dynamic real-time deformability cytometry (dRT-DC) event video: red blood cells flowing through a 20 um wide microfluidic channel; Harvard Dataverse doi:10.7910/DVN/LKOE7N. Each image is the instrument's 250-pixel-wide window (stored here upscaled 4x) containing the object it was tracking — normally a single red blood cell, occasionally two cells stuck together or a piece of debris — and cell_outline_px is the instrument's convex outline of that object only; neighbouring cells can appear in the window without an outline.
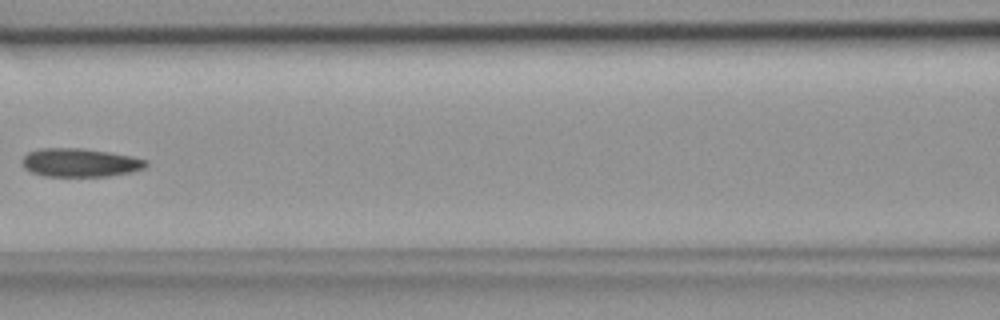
{"species": "common noctule bat (a hibernating species)", "species_latin": "Nyctalus noctula", "temperature_condition": "room temperature", "stored_images_in_passage": 5, "camera_frame_rate_fps": 3000, "um_per_image_px": 0.085, "animal": {"sex": "female", "body_mass_g": 18.4}, "frame": {"image": 1, "passage_image": 5, "time_ms": 1.333, "image_size_px": [1000, 320], "cell_outline_px": [[148, 164], [144, 168], [132, 172], [108, 176], [44, 176], [32, 172], [24, 168], [20, 160], [28, 152], [40, 148], [80, 148], [108, 152], [132, 156], [148, 160]], "centroid_in_image_um": [6.79, 13.82], "position_along_channel_um": 159.8, "area_um2": 20.63}}